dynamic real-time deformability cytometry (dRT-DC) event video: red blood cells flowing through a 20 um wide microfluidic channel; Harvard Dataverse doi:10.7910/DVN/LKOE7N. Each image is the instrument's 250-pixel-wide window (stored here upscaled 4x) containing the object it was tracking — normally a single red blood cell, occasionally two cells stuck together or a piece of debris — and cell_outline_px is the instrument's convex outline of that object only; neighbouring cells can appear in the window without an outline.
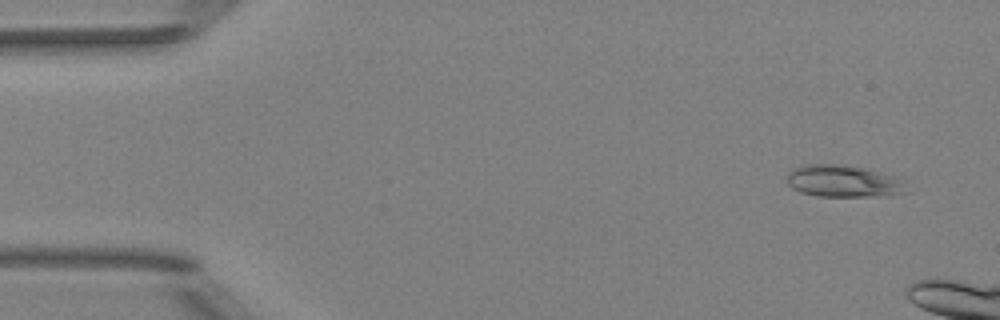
{"species": "Egyptian fruit bat (a non-hibernating species)", "species_latin": "Rousettus aegyptiacus", "temperature_condition": "room temperature", "stored_images_in_passage": 10, "camera_frame_rate_fps": 3000, "um_per_image_px": 0.085, "animal": {"sex": "female"}, "frame": {"image": 1, "passage_image": 4, "time_ms": 1.0, "image_size_px": [1000, 320], "cell_outline_px": [[900, 192], [876, 196], [816, 196], [800, 192], [792, 188], [788, 184], [788, 172], [792, 168], [804, 164], [836, 164], [864, 168], [880, 172], [892, 176], [900, 180]], "centroid_in_image_um": [71.5, 15.38], "position_along_channel_um": 13.5, "area_um2": 21.56}}